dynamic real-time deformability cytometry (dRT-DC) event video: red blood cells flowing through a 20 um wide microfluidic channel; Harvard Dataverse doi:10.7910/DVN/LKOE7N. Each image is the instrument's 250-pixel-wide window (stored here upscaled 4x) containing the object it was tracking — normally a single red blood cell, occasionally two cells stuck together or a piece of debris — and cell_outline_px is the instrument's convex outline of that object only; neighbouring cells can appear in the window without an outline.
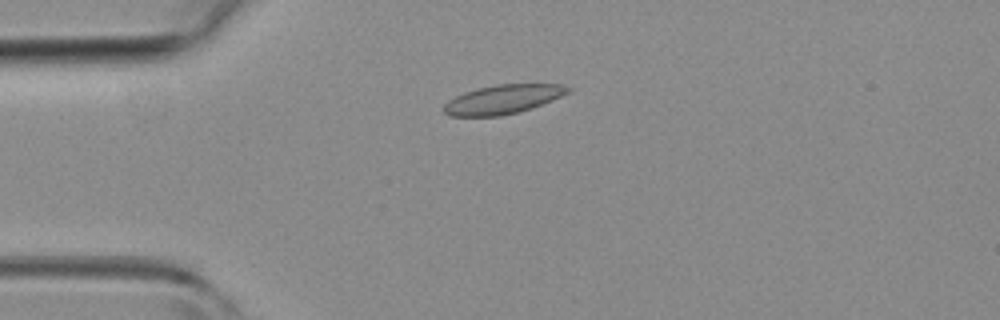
{"species": "common noctule bat (a hibernating species)", "species_latin": "Nyctalus noctula", "temperature_condition": "room temperature", "stored_images_in_passage": 5, "camera_frame_rate_fps": 3000, "um_per_image_px": 0.085, "animal": {"sex": "female", "body_mass_g": 19.3, "forearm_length_mm": 54.1}, "frame": {"image": 1, "passage_image": 5, "time_ms": 4.667, "image_size_px": [1000, 320], "cell_outline_px": [[572, 88], [568, 92], [552, 100], [532, 108], [520, 112], [500, 116], [448, 116], [444, 112], [444, 104], [448, 100], [464, 92], [476, 88], [496, 84], [560, 84]], "centroid_in_image_um": [42.72, 8.44], "position_along_channel_um": 42.3, "area_um2": 21.04}}